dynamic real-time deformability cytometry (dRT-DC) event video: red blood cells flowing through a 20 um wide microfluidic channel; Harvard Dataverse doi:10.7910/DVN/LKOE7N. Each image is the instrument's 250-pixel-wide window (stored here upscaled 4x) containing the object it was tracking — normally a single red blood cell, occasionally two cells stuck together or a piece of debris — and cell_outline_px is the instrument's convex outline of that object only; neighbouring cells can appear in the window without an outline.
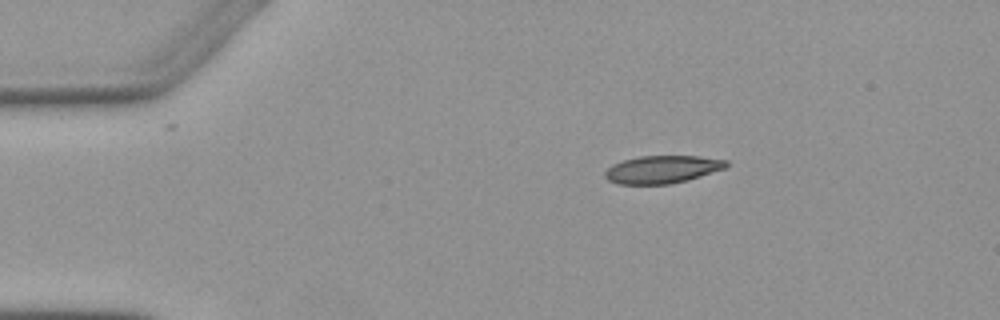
{"species": "Egyptian fruit bat (a non-hibernating species)", "species_latin": "Rousettus aegyptiacus", "temperature_condition": "warm", "stored_images_in_passage": 4, "camera_frame_rate_fps": 3000, "um_per_image_px": 0.085, "animal": {"sex": "female"}, "frame": {"image": 1, "passage_image": 1, "time_ms": 0.0, "image_size_px": [1000, 320], "cell_outline_px": [[728, 164], [724, 168], [688, 180], [668, 184], [616, 184], [608, 180], [604, 176], [604, 172], [612, 164], [624, 160], [640, 156], [700, 156], [728, 160]], "centroid_in_image_um": [56.27, 14.4], "position_along_channel_um": 28.7, "area_um2": 19.54}}
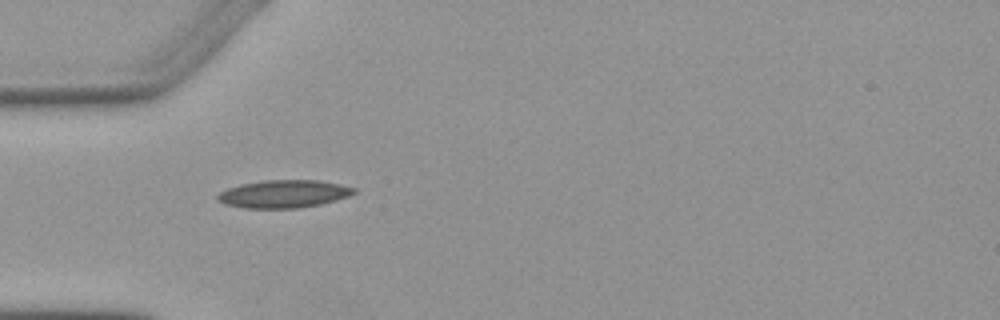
{"frame": {"image": 2, "passage_image": 3, "time_ms": 2.333, "image_size_px": [1000, 320], "cell_outline_px": [[356, 192], [348, 196], [336, 200], [320, 204], [300, 208], [244, 208], [224, 204], [216, 200], [216, 196], [220, 192], [228, 188], [240, 184], [264, 180], [320, 180], [340, 184], [356, 188]], "centroid_in_image_um": [24.1, 16.48], "position_along_channel_um": 60.9, "area_um2": 22.2}}
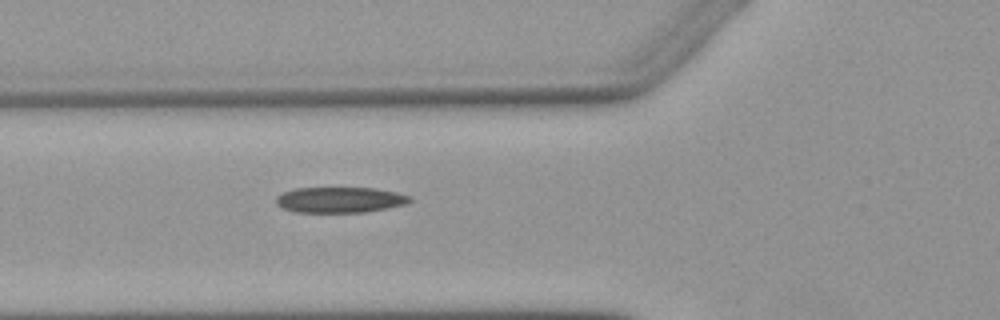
{"frame": {"image": 3, "passage_image": 4, "time_ms": 3.333, "image_size_px": [1000, 320], "cell_outline_px": [[412, 200], [408, 204], [364, 212], [296, 212], [284, 208], [276, 204], [276, 196], [284, 192], [296, 188], [376, 188], [396, 192], [412, 196]], "centroid_in_image_um": [28.93, 16.98], "position_along_channel_um": 96.9, "area_um2": 20.0}}